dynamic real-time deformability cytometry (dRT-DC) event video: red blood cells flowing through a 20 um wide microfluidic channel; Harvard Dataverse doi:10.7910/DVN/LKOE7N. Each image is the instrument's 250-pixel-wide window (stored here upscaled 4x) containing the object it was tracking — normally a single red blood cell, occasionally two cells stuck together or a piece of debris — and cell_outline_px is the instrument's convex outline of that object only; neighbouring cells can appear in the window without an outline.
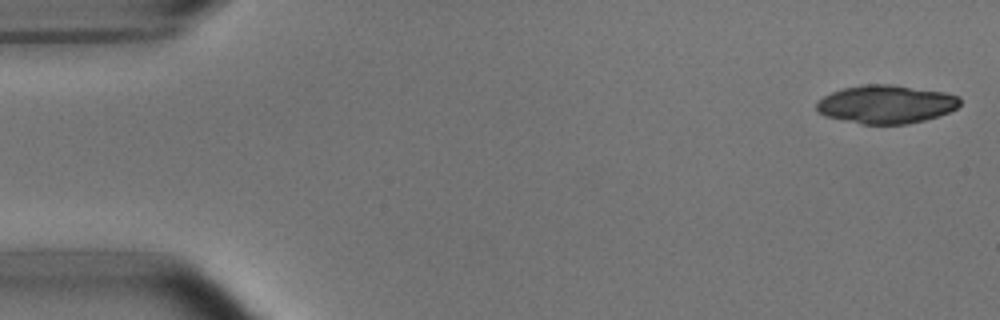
{"species": "common noctule bat (a hibernating species)", "species_latin": "Nyctalus noctula", "temperature_condition": "room temperature", "stored_images_in_passage": 17, "camera_frame_rate_fps": 3000, "um_per_image_px": 0.085, "animal": {"sex": "male", "body_mass_g": 15.6}, "frame": {"image": 1, "passage_image": 1, "time_ms": 0.0, "image_size_px": [1000, 320], "cell_outline_px": [[960, 104], [956, 108], [948, 112], [924, 120], [908, 124], [860, 124], [824, 116], [816, 112], [816, 100], [832, 92], [844, 88], [864, 84], [892, 84], [944, 92], [960, 96]], "centroid_in_image_um": [75.28, 8.86], "position_along_channel_um": 9.7, "area_um2": 32.19}}